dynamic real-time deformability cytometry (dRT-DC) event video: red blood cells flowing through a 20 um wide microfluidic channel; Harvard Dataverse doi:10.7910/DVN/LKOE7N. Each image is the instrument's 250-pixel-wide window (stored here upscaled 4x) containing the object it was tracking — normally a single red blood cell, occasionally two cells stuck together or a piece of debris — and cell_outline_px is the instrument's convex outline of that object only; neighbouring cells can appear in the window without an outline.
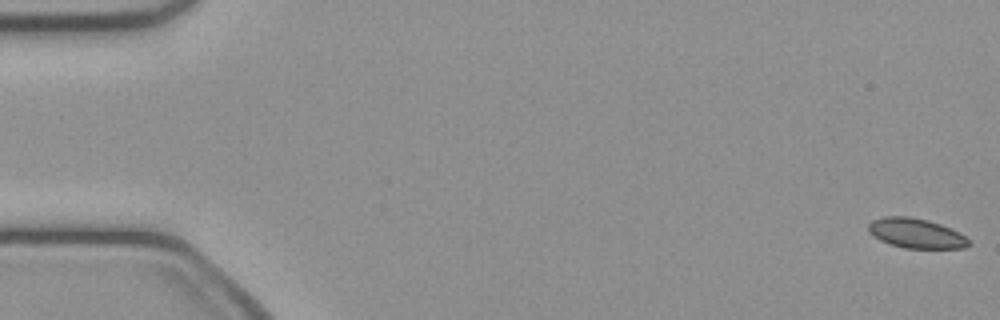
{"species": "common noctule bat (a hibernating species)", "species_latin": "Nyctalus noctula", "temperature_condition": "cold", "stored_images_in_passage": 52, "camera_frame_rate_fps": 3000, "um_per_image_px": 0.085, "animal": {"sex": "female", "body_mass_g": 21.9}, "frame": {"image": 1, "passage_image": 1, "time_ms": 0.0, "image_size_px": [1000, 320], "cell_outline_px": [[972, 244], [964, 248], [904, 248], [888, 244], [880, 240], [868, 232], [868, 224], [872, 220], [884, 216], [908, 216], [928, 220], [940, 224], [960, 232], [972, 240]], "centroid_in_image_um": [77.89, 19.83], "position_along_channel_um": 7.1, "area_um2": 17.69}}
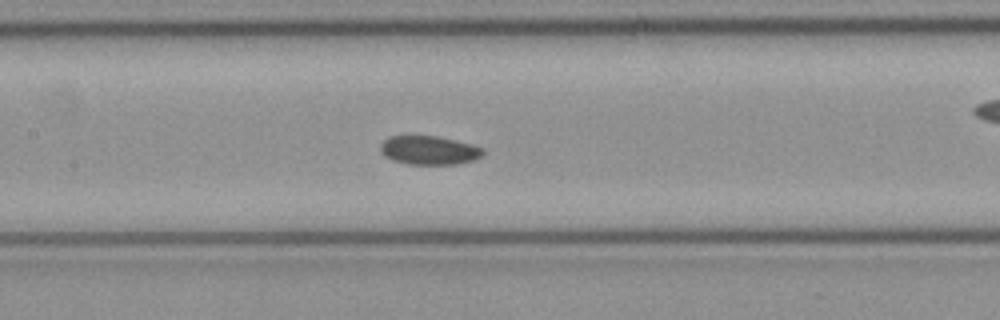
{"frame": {"image": 2, "passage_image": 24, "time_ms": 7.667, "image_size_px": [1000, 320], "cell_outline_px": [[484, 152], [480, 156], [472, 160], [456, 164], [408, 164], [392, 160], [384, 156], [380, 152], [380, 144], [388, 136], [436, 136], [472, 144], [484, 148]], "centroid_in_image_um": [36.43, 12.77], "position_along_channel_um": 171.0, "area_um2": 17.17}}
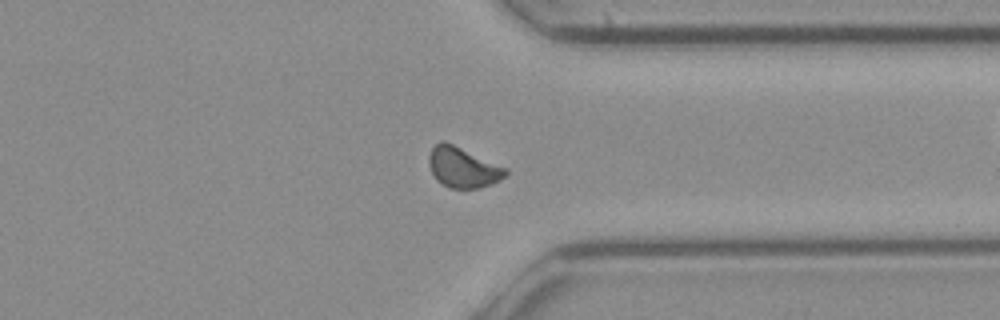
{"frame": {"image": 3, "passage_image": 39, "time_ms": 12.667, "image_size_px": [1000, 320], "cell_outline_px": [[508, 176], [492, 184], [480, 188], [448, 188], [436, 180], [428, 164], [428, 156], [432, 148], [440, 140], [444, 140], [508, 168]], "centroid_in_image_um": [39.36, 14.23], "position_along_channel_um": 372.0, "area_um2": 18.32}}